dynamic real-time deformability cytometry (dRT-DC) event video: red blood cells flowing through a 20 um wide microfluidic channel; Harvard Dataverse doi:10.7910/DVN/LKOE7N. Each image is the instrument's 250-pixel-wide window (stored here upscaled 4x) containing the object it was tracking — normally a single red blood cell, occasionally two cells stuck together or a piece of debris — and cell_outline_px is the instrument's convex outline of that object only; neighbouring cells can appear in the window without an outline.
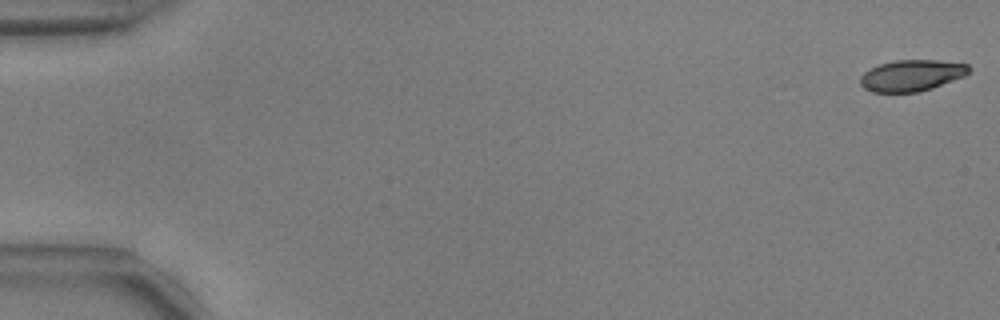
{"species": "common noctule bat (a hibernating species)", "species_latin": "Nyctalus noctula", "temperature_condition": "warm", "stored_images_in_passage": 54, "camera_frame_rate_fps": 3000, "um_per_image_px": 0.085, "animal": {"sex": "male", "body_mass_g": 17.9, "forearm_length_mm": 54.2}, "frame": {"image": 1, "passage_image": 1, "time_ms": 0.0, "image_size_px": [1000, 320], "cell_outline_px": [[972, 68], [964, 76], [932, 88], [916, 92], [872, 92], [864, 88], [860, 84], [860, 76], [864, 72], [880, 64], [896, 60], [936, 60], [968, 64]], "centroid_in_image_um": [77.49, 6.41], "position_along_channel_um": 7.5, "area_um2": 19.71}}
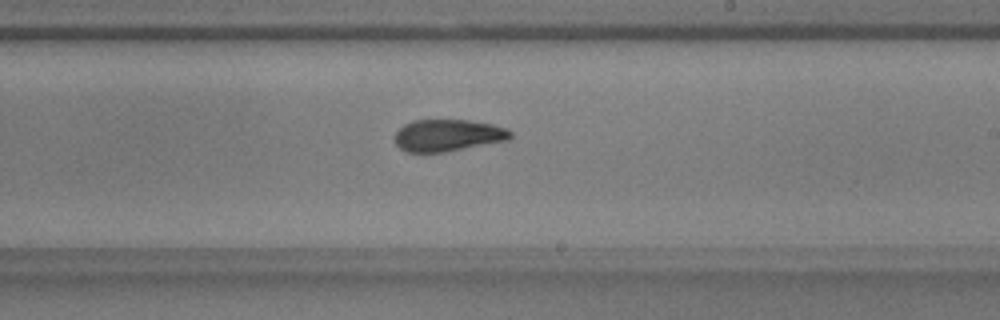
{"frame": {"image": 2, "passage_image": 33, "time_ms": 10.667, "image_size_px": [1000, 320], "cell_outline_px": [[512, 136], [508, 140], [444, 152], [408, 152], [400, 148], [396, 144], [396, 132], [404, 124], [412, 120], [468, 120], [492, 124], [504, 128], [512, 132]], "centroid_in_image_um": [38.06, 11.5], "position_along_channel_um": 250.9, "area_um2": 21.33}}
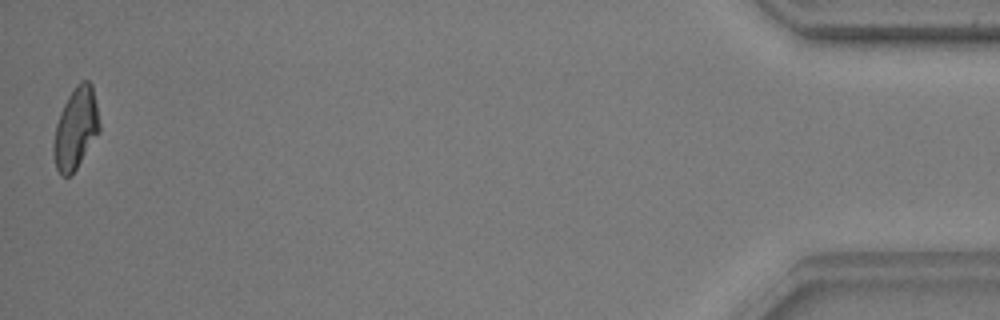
{"frame": {"image": 3, "passage_image": 54, "time_ms": 17.667, "image_size_px": [1000, 320], "cell_outline_px": [[100, 132], [76, 168], [68, 176], [60, 176], [56, 168], [52, 148], [52, 144], [56, 124], [60, 112], [68, 96], [76, 84], [80, 80], [88, 80], [92, 84], [100, 124]], "centroid_in_image_um": [6.43, 10.9], "position_along_channel_um": 428.8, "area_um2": 21.79}, "authors_computed_cell_mechanics": {"area_um2": 21.8484, "velocity_mm_per_s": 3.7598, "shape_relaxation_time_tau1_ms": 5.4232, "shape_relaxation_time_tau2_ms": 2.1705, "deformation_change_tau1": 0.2078, "deformation_change_tau2": 0.0993}}